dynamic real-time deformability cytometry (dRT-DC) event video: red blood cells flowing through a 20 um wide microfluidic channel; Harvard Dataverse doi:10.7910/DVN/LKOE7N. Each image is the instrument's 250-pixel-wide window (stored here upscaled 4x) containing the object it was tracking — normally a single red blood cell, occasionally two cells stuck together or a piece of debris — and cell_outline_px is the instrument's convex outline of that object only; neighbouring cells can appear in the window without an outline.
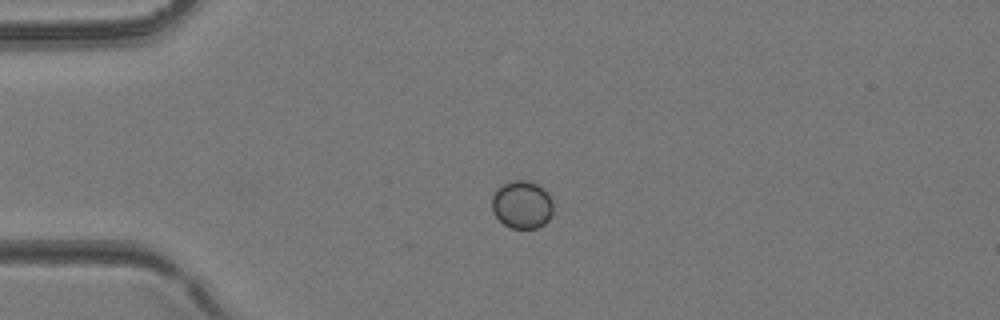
{"species": "common noctule bat (a hibernating species)", "species_latin": "Nyctalus noctula", "temperature_condition": "room temperature", "stored_images_in_passage": 4, "camera_frame_rate_fps": 3000, "um_per_image_px": 0.085, "animal": {"sex": "female", "body_mass_g": 24.6, "forearm_length_mm": 56.2}, "frame": {"image": 1, "passage_image": 3, "time_ms": 0.667, "image_size_px": [1000, 320], "cell_outline_px": [[552, 216], [544, 224], [536, 228], [512, 228], [504, 224], [492, 212], [492, 196], [496, 188], [508, 180], [528, 180], [540, 184], [544, 188], [552, 200]], "centroid_in_image_um": [44.37, 17.36], "position_along_channel_um": 40.6, "area_um2": 17.4}}